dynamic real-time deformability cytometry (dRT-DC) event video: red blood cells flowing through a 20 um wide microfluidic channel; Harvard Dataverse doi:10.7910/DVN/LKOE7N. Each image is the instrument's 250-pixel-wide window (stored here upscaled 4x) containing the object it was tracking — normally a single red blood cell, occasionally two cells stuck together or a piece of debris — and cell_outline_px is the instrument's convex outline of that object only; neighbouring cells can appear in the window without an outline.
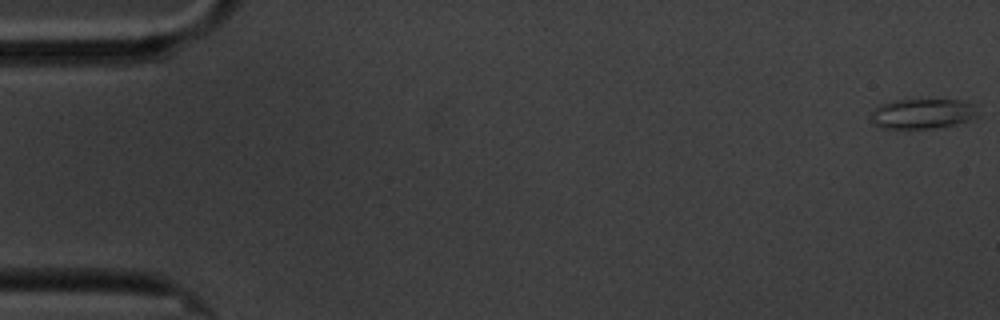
{"species": "common noctule bat (a hibernating species)", "species_latin": "Nyctalus noctula", "temperature_condition": "cold", "stored_images_in_passage": 3, "segment_of_instrument_passage": [1, 2], "camera_frame_rate_fps": 3000, "um_per_image_px": 0.085, "animal": {"sex": "male", "body_mass_g": 20.1, "forearm_length_mm": 53.5}, "frame": {"image": 1, "passage_image": 1, "time_ms": 0.0, "image_size_px": [1000, 320], "cell_outline_px": [[980, 104], [976, 112], [968, 120], [956, 124], [932, 128], [884, 128], [872, 124], [872, 112], [876, 108], [884, 104], [896, 100], [960, 100]], "centroid_in_image_um": [78.45, 9.65], "position_along_channel_um": 6.5, "area_um2": 18.44}}